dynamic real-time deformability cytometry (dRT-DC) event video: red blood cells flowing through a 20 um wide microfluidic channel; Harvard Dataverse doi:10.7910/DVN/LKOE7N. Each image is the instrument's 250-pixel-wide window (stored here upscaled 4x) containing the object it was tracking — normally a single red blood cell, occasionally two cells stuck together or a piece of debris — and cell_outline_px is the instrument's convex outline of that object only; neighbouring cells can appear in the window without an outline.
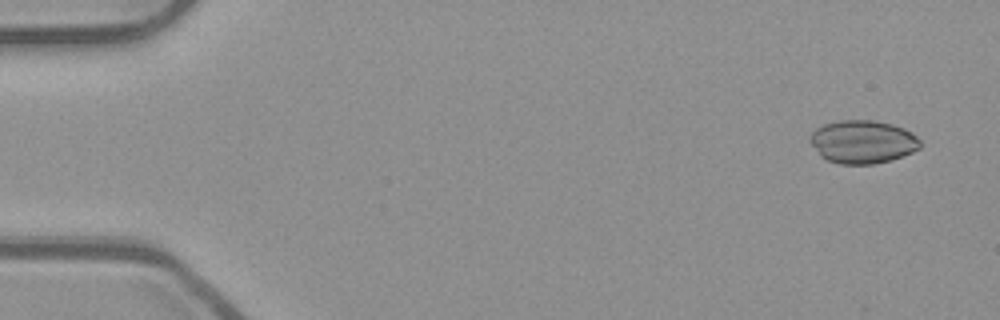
{"species": "common noctule bat (a hibernating species)", "species_latin": "Nyctalus noctula", "temperature_condition": "room temperature", "stored_images_in_passage": 50, "camera_frame_rate_fps": 3000, "um_per_image_px": 0.085, "animal": {"sex": "male", "body_mass_g": 23.1, "forearm_length_mm": 52.7}, "frame": {"image": 1, "passage_image": 3, "time_ms": 0.667, "image_size_px": [1000, 320], "cell_outline_px": [[920, 148], [912, 152], [876, 164], [840, 164], [828, 160], [820, 156], [812, 144], [808, 136], [816, 128], [824, 124], [844, 120], [872, 120], [892, 124], [904, 128], [912, 132], [920, 140]], "centroid_in_image_um": [73.32, 12.05], "position_along_channel_um": 11.7, "area_um2": 27.57}}
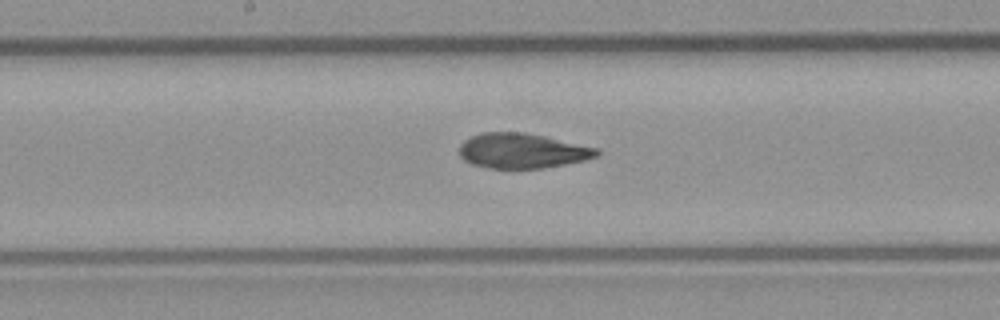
{"frame": {"image": 2, "passage_image": 28, "time_ms": 9.0, "image_size_px": [1000, 320], "cell_outline_px": [[600, 152], [596, 156], [584, 160], [564, 164], [540, 168], [492, 168], [472, 164], [464, 160], [460, 156], [460, 144], [464, 140], [480, 132], [524, 132], [544, 136], [600, 148]], "centroid_in_image_um": [44.38, 12.8], "position_along_channel_um": 203.8, "area_um2": 27.92}}
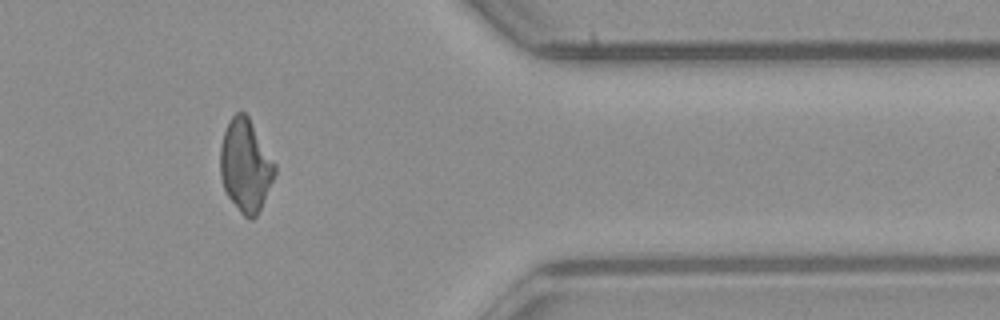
{"frame": {"image": 3, "passage_image": 44, "time_ms": 14.333, "image_size_px": [1000, 320], "cell_outline_px": [[276, 172], [260, 208], [256, 216], [252, 220], [248, 220], [240, 212], [228, 196], [224, 188], [220, 176], [220, 148], [224, 132], [228, 120], [236, 112], [244, 112], [248, 116], [276, 164]], "centroid_in_image_um": [20.86, 14.06], "position_along_channel_um": 390.5, "area_um2": 29.25}}